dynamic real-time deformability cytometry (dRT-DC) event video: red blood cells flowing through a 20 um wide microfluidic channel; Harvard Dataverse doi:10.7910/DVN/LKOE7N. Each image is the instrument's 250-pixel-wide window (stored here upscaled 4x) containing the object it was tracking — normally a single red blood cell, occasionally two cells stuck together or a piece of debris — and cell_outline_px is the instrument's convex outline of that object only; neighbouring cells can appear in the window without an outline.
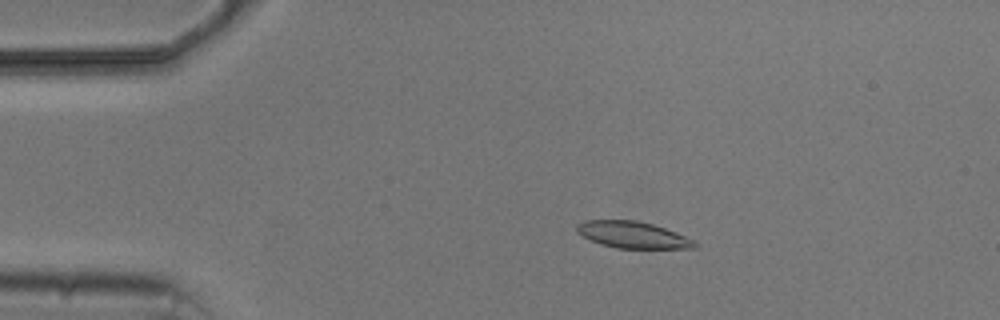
{"species": "common noctule bat (a hibernating species)", "species_latin": "Nyctalus noctula", "temperature_condition": "cold", "stored_images_in_passage": 5, "camera_frame_rate_fps": 3000, "um_per_image_px": 0.085, "animal": {"sex": "male", "body_mass_g": 20.5, "forearm_length_mm": 52.5}, "frame": {"image": 1, "passage_image": 3, "time_ms": 2.333, "image_size_px": [1000, 320], "cell_outline_px": [[700, 244], [696, 248], [616, 248], [600, 244], [576, 232], [576, 224], [584, 220], [636, 220], [652, 224], [676, 232]], "centroid_in_image_um": [53.77, 19.96], "position_along_channel_um": 31.2, "area_um2": 18.21}}